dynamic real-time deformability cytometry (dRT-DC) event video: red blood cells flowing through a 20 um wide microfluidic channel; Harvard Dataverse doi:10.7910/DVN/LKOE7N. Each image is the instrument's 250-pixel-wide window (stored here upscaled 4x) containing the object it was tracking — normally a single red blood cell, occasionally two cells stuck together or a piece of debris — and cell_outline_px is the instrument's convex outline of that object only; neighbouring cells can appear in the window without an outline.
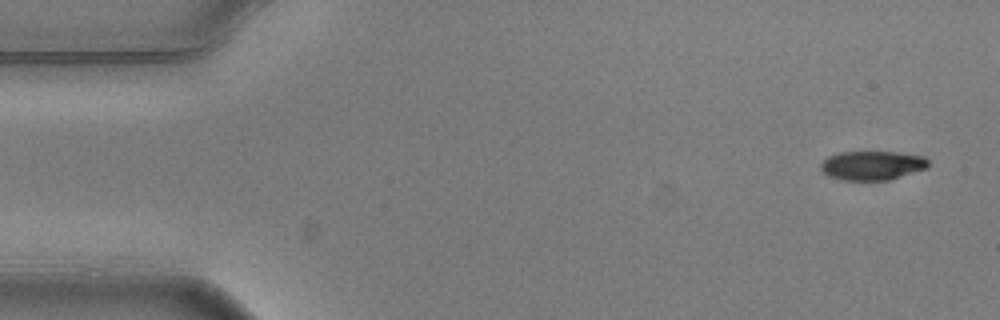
{"species": "common noctule bat (a hibernating species)", "species_latin": "Nyctalus noctula", "temperature_condition": "warm", "stored_images_in_passage": 7, "camera_frame_rate_fps": 3000, "um_per_image_px": 0.085, "animal": {"sex": "male", "body_mass_g": 20.5, "forearm_length_mm": 52.5}, "frame": {"image": 1, "passage_image": 1, "time_ms": 0.0, "image_size_px": [1000, 320], "cell_outline_px": [[928, 168], [888, 180], [840, 180], [828, 176], [820, 168], [820, 164], [828, 156], [840, 152], [900, 152], [924, 156], [928, 160]], "centroid_in_image_um": [74.14, 14.06], "position_along_channel_um": 10.9, "area_um2": 18.32}}
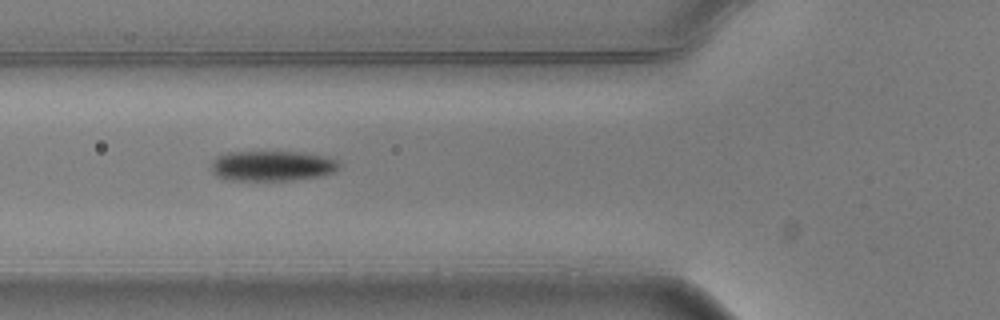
{"frame": {"image": 2, "passage_image": 6, "time_ms": 1.667, "image_size_px": [1000, 320], "cell_outline_px": [[340, 164], [336, 172], [320, 176], [292, 180], [232, 180], [220, 176], [212, 172], [212, 160], [216, 156], [228, 152], [300, 152], [320, 156], [336, 160]], "centroid_in_image_um": [23.13, 14.1], "position_along_channel_um": 102.7, "area_um2": 22.31}}
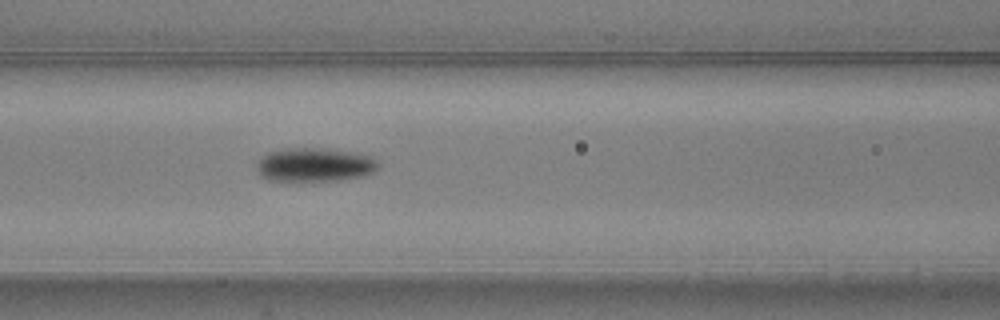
{"frame": {"image": 3, "passage_image": 7, "time_ms": 2.0, "image_size_px": [1000, 320], "cell_outline_px": [[380, 168], [364, 176], [340, 180], [268, 180], [260, 176], [256, 164], [268, 152], [284, 148], [312, 148], [348, 152], [368, 156], [376, 160], [380, 164]], "centroid_in_image_um": [26.74, 14.01], "position_along_channel_um": 139.9, "area_um2": 23.52}}